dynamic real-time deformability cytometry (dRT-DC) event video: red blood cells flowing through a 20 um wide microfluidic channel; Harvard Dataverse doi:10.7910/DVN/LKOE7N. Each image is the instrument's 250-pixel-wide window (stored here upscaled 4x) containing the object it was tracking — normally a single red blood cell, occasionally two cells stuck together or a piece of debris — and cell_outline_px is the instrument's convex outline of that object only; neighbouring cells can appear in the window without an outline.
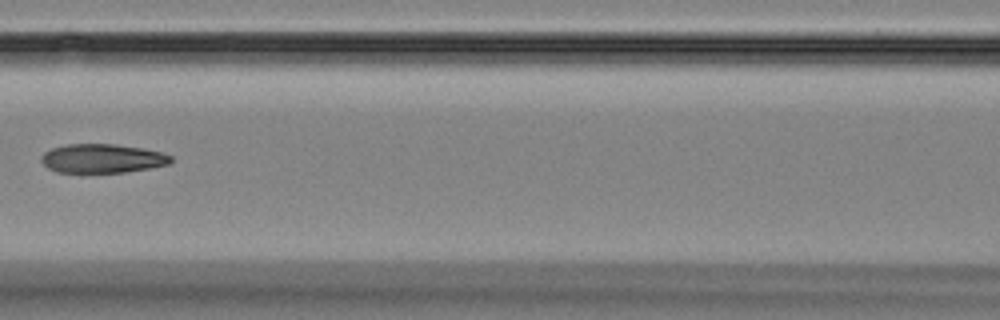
{"species": "Egyptian fruit bat (a non-hibernating species)", "species_latin": "Rousettus aegyptiacus", "temperature_condition": "room temperature", "stored_images_in_passage": 7, "camera_frame_rate_fps": 3000, "um_per_image_px": 0.085, "animal": {"sex": "female"}, "frame": {"image": 1, "passage_image": 6, "time_ms": 7.0, "image_size_px": [1000, 320], "cell_outline_px": [[172, 160], [168, 164], [148, 168], [124, 172], [56, 172], [48, 168], [40, 160], [40, 156], [44, 152], [52, 148], [68, 144], [116, 144], [144, 148], [160, 152], [172, 156]], "centroid_in_image_um": [8.67, 13.46], "position_along_channel_um": 157.9, "area_um2": 21.79}}
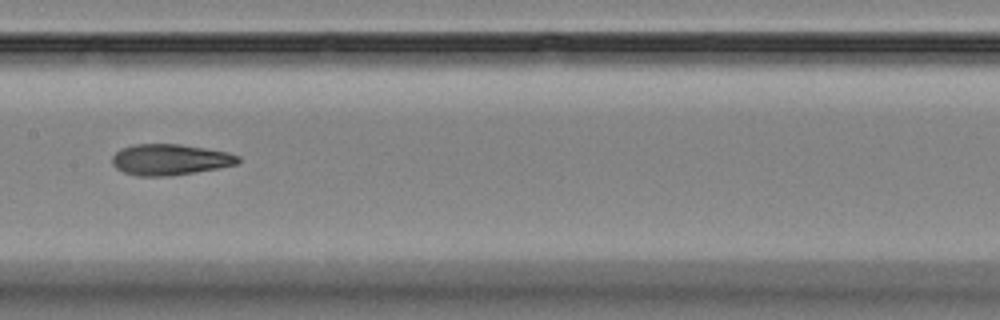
{"frame": {"image": 2, "passage_image": 7, "time_ms": 8.0, "image_size_px": [1000, 320], "cell_outline_px": [[240, 160], [236, 164], [216, 168], [172, 176], [136, 176], [124, 172], [116, 168], [112, 164], [112, 156], [120, 148], [132, 144], [180, 144], [228, 152], [240, 156]], "centroid_in_image_um": [14.41, 13.56], "position_along_channel_um": 193.0, "area_um2": 22.77}}